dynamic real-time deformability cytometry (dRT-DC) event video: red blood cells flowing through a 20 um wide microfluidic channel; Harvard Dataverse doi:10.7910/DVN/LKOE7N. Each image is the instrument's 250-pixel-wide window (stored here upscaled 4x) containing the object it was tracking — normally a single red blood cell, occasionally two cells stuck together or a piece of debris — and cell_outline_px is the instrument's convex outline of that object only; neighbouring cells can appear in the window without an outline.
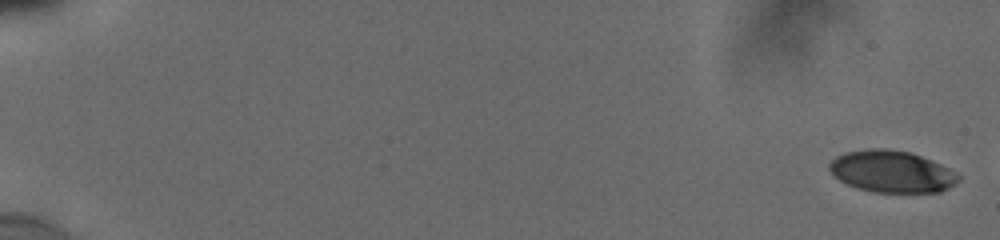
{"species": "human", "species_latin": "Homo sapiens", "temperature_condition": "cold", "stored_images_in_passage": 10, "camera_frame_rate_fps": 3000, "um_per_image_px": 0.085, "donor": {"sex": "male"}, "frame": {"image": 1, "passage_image": 1, "time_ms": 0.0, "image_size_px": [1000, 240], "cell_outline_px": [[960, 180], [948, 188], [940, 192], [872, 192], [856, 188], [840, 180], [828, 168], [828, 164], [836, 156], [844, 152], [868, 148], [884, 148], [908, 152], [920, 156], [940, 164], [956, 172], [960, 176]], "centroid_in_image_um": [75.78, 14.58], "position_along_channel_um": 9.2, "area_um2": 31.39}}